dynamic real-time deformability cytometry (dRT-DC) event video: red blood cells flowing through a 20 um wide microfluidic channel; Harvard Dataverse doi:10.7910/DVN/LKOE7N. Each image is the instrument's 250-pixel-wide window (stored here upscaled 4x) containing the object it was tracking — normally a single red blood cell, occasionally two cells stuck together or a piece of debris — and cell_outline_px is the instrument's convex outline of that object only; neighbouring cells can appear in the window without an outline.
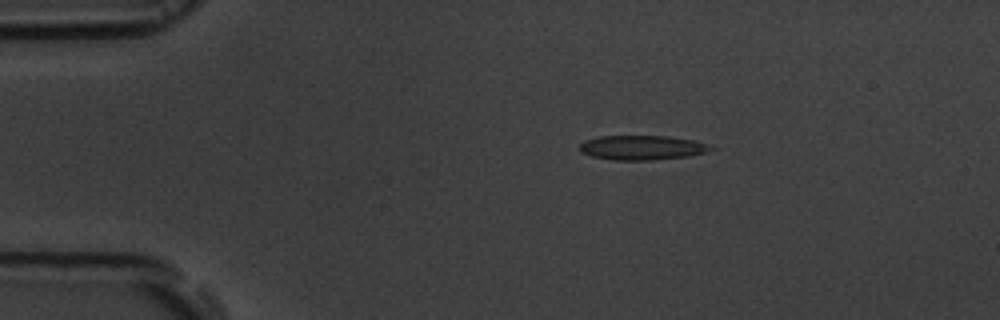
{"species": "common noctule bat (a hibernating species)", "species_latin": "Nyctalus noctula", "temperature_condition": "room temperature", "stored_images_in_passage": 4, "camera_frame_rate_fps": 3000, "um_per_image_px": 0.085, "animal": {"sex": "male", "body_mass_g": 19.5, "forearm_length_mm": 54.6}, "frame": {"image": 1, "passage_image": 3, "time_ms": 2.0, "image_size_px": [1000, 320], "cell_outline_px": [[716, 148], [704, 152], [688, 156], [652, 160], [612, 160], [592, 156], [580, 152], [580, 144], [584, 140], [600, 136], [668, 136], [692, 140]], "centroid_in_image_um": [54.51, 12.55], "position_along_channel_um": 30.5, "area_um2": 18.55}}